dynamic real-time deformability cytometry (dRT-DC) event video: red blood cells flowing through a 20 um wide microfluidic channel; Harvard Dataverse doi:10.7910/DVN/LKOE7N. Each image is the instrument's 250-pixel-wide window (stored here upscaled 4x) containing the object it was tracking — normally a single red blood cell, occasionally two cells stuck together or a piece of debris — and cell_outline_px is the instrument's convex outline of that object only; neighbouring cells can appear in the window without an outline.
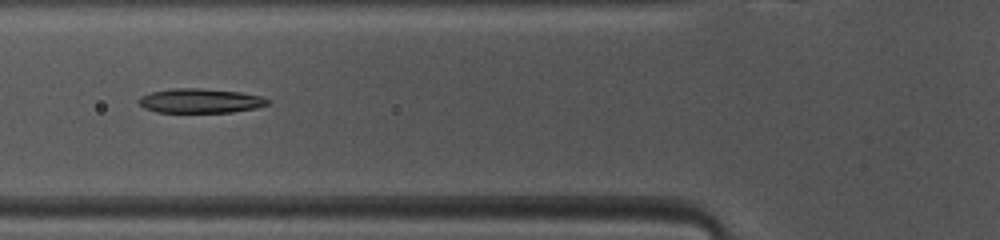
{"species": "common noctule bat (a hibernating species)", "species_latin": "Nyctalus noctula", "temperature_condition": "warm", "stored_images_in_passage": 40, "camera_frame_rate_fps": 3000, "um_per_image_px": 0.085, "animal": {"sex": "female", "body_mass_g": 10.0, "forearm_length_mm": 53.1}, "frame": {"image": 1, "passage_image": 9, "time_ms": 2.667, "image_size_px": [1000, 240], "cell_outline_px": [[268, 104], [256, 108], [232, 112], [156, 112], [144, 108], [136, 100], [140, 96], [152, 92], [176, 88], [200, 88], [240, 92], [260, 96], [268, 100]], "centroid_in_image_um": [16.99, 8.57], "position_along_channel_um": 108.8, "area_um2": 18.21}}
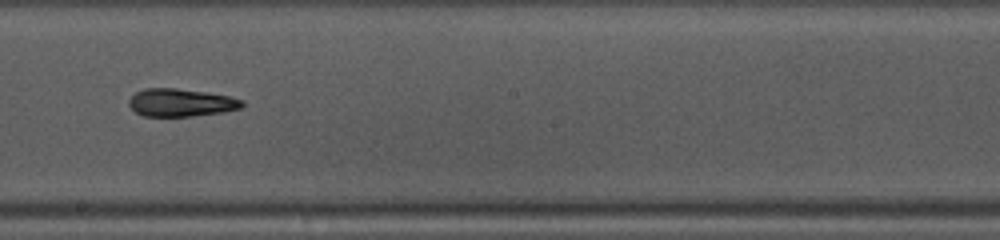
{"frame": {"image": 2, "passage_image": 18, "time_ms": 5.667, "image_size_px": [1000, 240], "cell_outline_px": [[244, 104], [240, 108], [224, 112], [192, 116], [144, 116], [136, 112], [128, 104], [128, 100], [136, 92], [144, 88], [176, 88], [208, 92], [232, 96], [244, 100]], "centroid_in_image_um": [15.41, 8.71], "position_along_channel_um": 232.8, "area_um2": 18.5}}
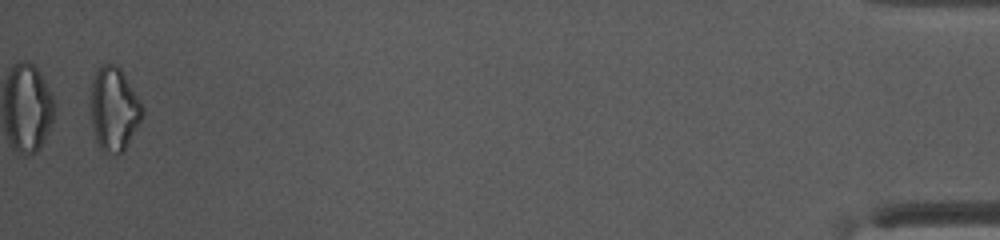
{"frame": {"image": 3, "passage_image": 39, "time_ms": 12.667, "image_size_px": [1000, 240], "cell_outline_px": [[144, 116], [124, 152], [108, 156], [100, 148], [96, 140], [92, 128], [92, 76], [100, 64], [116, 64], [124, 72], [144, 108]], "centroid_in_image_um": [9.71, 9.29], "position_along_channel_um": 425.5, "area_um2": 25.61}, "authors_computed_cell_mechanics": {"area_um2": 18.9006, "velocity_mm_per_s": 4.1245, "shape_relaxation_time_tau1_ms": 5.1249, "shape_relaxation_time_tau2_ms": 7.3013, "deformation_change_tau1": 0.1639, "deformation_change_tau2": 0.1961}}